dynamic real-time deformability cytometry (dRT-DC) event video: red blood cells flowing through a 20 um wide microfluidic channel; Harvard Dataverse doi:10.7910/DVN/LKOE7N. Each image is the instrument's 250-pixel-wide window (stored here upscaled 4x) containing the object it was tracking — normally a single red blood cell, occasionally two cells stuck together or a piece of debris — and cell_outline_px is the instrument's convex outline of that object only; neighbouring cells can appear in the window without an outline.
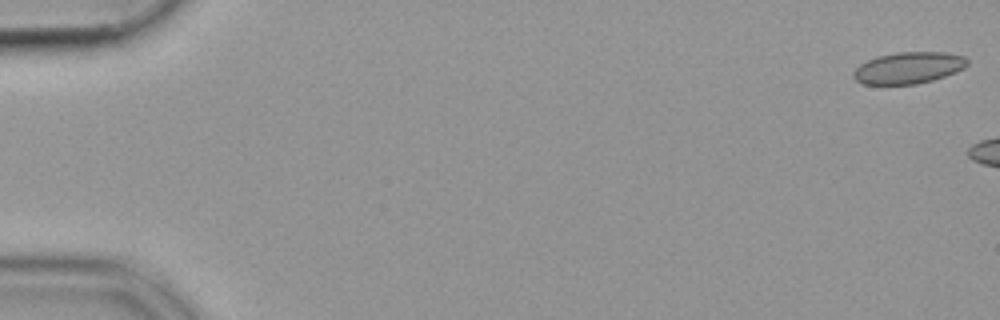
{"species": "common noctule bat (a hibernating species)", "species_latin": "Nyctalus noctula", "temperature_condition": "cold", "stored_images_in_passage": 6, "camera_frame_rate_fps": 3000, "um_per_image_px": 0.085, "animal": {"sex": "female", "body_mass_g": 19.9}, "frame": {"image": 1, "passage_image": 1, "time_ms": 0.0, "image_size_px": [1000, 320], "cell_outline_px": [[968, 64], [964, 68], [956, 72], [932, 80], [916, 84], [864, 84], [856, 80], [852, 76], [852, 72], [860, 64], [876, 56], [896, 52], [944, 52], [964, 56], [968, 60]], "centroid_in_image_um": [77.22, 5.76], "position_along_channel_um": 7.8, "area_um2": 20.98}}